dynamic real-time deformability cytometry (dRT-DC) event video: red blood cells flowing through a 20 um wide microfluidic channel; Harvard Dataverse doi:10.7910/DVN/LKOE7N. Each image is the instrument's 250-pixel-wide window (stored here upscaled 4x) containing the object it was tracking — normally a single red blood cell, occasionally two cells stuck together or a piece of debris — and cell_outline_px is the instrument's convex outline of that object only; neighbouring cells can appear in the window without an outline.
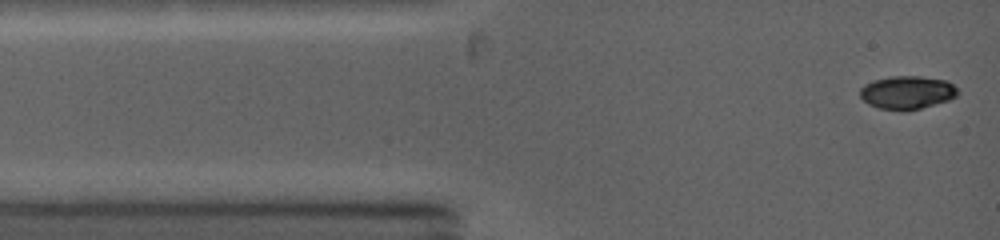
{"species": "common noctule bat (a hibernating species)", "species_latin": "Nyctalus noctula", "temperature_condition": "warm", "stored_images_in_passage": 40, "camera_frame_rate_fps": 5000, "um_per_image_px": 0.085, "animal": {"sex": "female", "body_mass_g": 19.0, "forearm_length_mm": 53.3}, "frame": {"image": 1, "passage_image": 1, "time_ms": 0.0, "image_size_px": [1000, 240], "cell_outline_px": [[960, 92], [956, 96], [948, 100], [908, 112], [900, 112], [880, 108], [868, 104], [860, 96], [860, 88], [864, 84], [872, 80], [888, 76], [920, 76], [948, 80]], "centroid_in_image_um": [77.09, 7.87], "position_along_channel_um": 7.9, "area_um2": 19.31}}
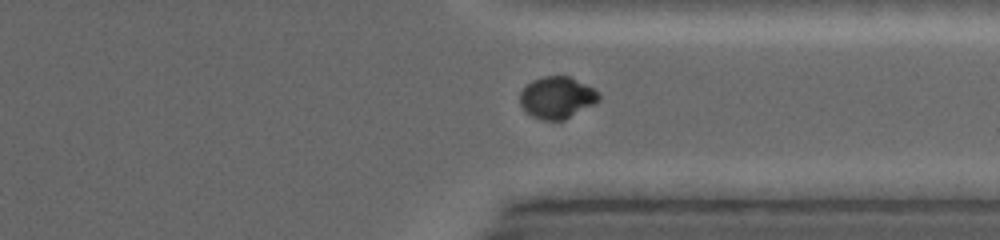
{"frame": {"image": 2, "passage_image": 29, "time_ms": 9.6, "image_size_px": [1000, 240], "cell_outline_px": [[600, 100], [564, 120], [544, 120], [532, 116], [524, 112], [520, 104], [520, 92], [532, 80], [544, 76], [568, 76], [600, 92]], "centroid_in_image_um": [47.32, 8.3], "position_along_channel_um": 364.1, "area_um2": 19.07}}
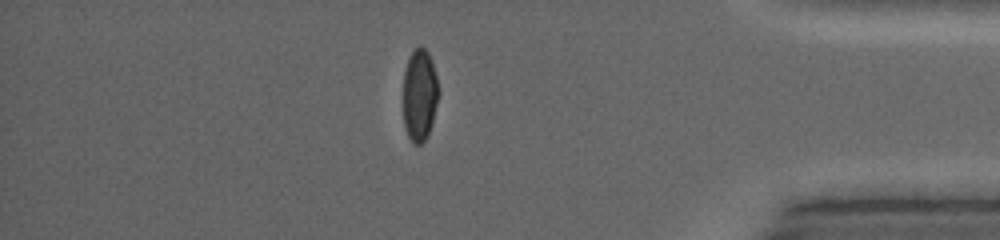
{"frame": {"image": 3, "passage_image": 34, "time_ms": 11.2, "image_size_px": [1000, 240], "cell_outline_px": [[440, 92], [432, 124], [428, 136], [420, 144], [416, 144], [408, 136], [404, 128], [404, 72], [408, 60], [412, 52], [420, 44], [428, 52], [436, 76]], "centroid_in_image_um": [35.68, 8.09], "position_along_channel_um": 399.5, "area_um2": 18.96}, "authors_computed_cell_mechanics": {"area_um2": 20.3456, "velocity_mm_per_s": 4.2506, "shape_relaxation_time_tau1_ms": 5.7739, "shape_relaxation_time_tau2_ms": null, "deformation_change_tau1": 0.2587, "deformation_change_tau2": null}}